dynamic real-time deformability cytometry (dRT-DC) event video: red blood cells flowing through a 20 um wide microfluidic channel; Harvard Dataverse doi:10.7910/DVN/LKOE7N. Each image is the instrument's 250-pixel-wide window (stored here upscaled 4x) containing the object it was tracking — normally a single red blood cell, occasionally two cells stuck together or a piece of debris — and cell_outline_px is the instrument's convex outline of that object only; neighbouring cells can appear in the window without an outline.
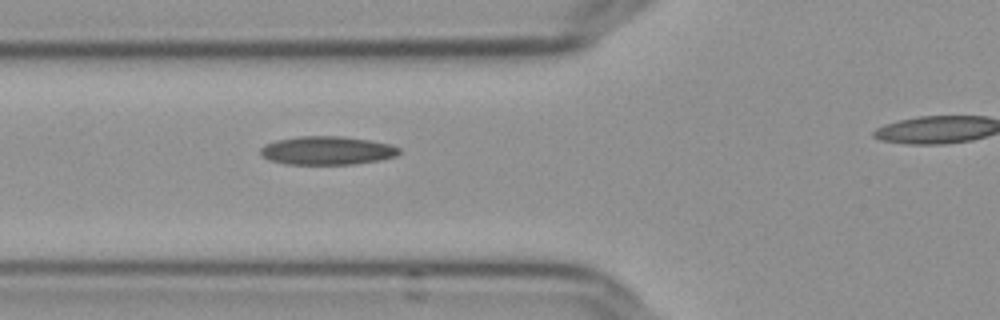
{"species": "Egyptian fruit bat (a non-hibernating species)", "species_latin": "Rousettus aegyptiacus", "temperature_condition": "cold", "stored_images_in_passage": 14, "camera_frame_rate_fps": 3000, "um_per_image_px": 0.085, "frame": {"image": 1, "passage_image": 7, "time_ms": 2.0, "image_size_px": [1000, 320], "cell_outline_px": [[400, 152], [396, 156], [380, 160], [352, 164], [284, 164], [268, 160], [260, 152], [260, 148], [264, 144], [276, 140], [300, 136], [344, 136], [392, 144], [400, 148]], "centroid_in_image_um": [27.8, 12.79], "position_along_channel_um": 98.0, "area_um2": 23.12}}
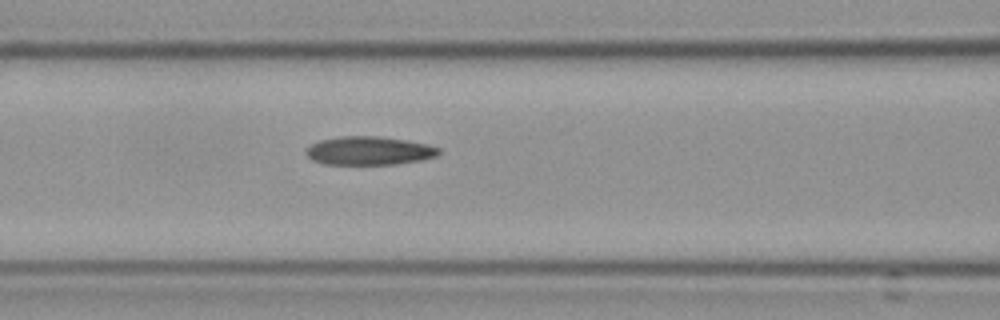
{"frame": {"image": 2, "passage_image": 10, "time_ms": 3.0, "image_size_px": [1000, 320], "cell_outline_px": [[440, 152], [436, 156], [420, 160], [396, 164], [324, 164], [312, 160], [304, 152], [312, 144], [320, 140], [340, 136], [380, 136], [408, 140], [428, 144], [440, 148]], "centroid_in_image_um": [31.38, 12.8], "position_along_channel_um": 135.2, "area_um2": 22.08}}